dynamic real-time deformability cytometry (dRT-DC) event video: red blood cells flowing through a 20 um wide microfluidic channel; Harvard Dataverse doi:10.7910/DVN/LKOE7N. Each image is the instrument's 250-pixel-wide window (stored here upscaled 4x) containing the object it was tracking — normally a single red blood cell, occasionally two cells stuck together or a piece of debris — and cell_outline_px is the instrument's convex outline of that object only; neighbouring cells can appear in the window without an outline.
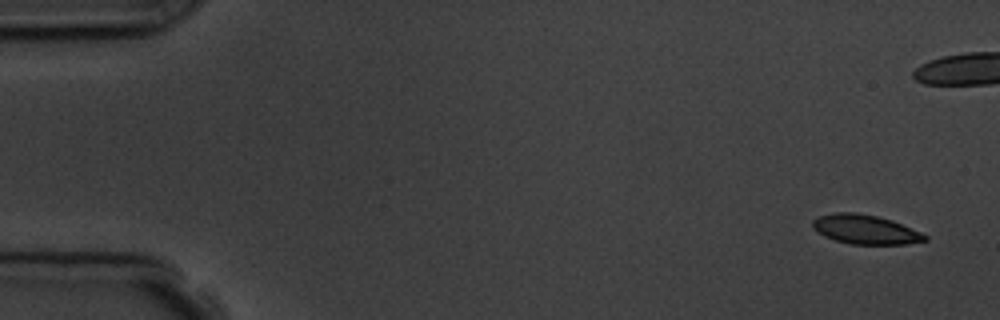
{"species": "common noctule bat (a hibernating species)", "species_latin": "Nyctalus noctula", "temperature_condition": "room temperature", "stored_images_in_passage": 5, "camera_frame_rate_fps": 3000, "um_per_image_px": 0.085, "animal": {"sex": "male", "body_mass_g": 19.5, "forearm_length_mm": 54.6}, "frame": {"image": 1, "passage_image": 1, "time_ms": 0.0, "image_size_px": [1000, 320], "cell_outline_px": [[928, 240], [904, 244], [852, 244], [836, 240], [824, 236], [816, 232], [812, 228], [812, 220], [820, 216], [836, 212], [856, 212], [876, 216], [892, 220], [920, 232], [928, 236]], "centroid_in_image_um": [73.53, 19.5], "position_along_channel_um": 11.5, "area_um2": 19.07}}